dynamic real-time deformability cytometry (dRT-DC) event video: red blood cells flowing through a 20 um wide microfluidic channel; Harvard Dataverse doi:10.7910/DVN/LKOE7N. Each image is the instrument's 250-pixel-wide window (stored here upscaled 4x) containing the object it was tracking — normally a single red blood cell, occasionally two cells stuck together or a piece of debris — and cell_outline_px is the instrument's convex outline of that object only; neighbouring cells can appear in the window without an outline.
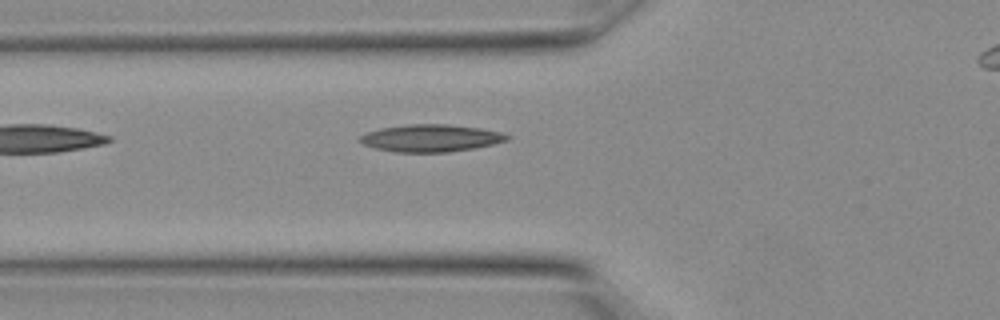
{"species": "Egyptian fruit bat (a non-hibernating species)", "species_latin": "Rousettus aegyptiacus", "temperature_condition": "warm", "stored_images_in_passage": 7, "camera_frame_rate_fps": 3000, "um_per_image_px": 0.085, "animal": {"sex": "female"}, "frame": {"image": 1, "passage_image": 7, "time_ms": 2.0, "image_size_px": [1000, 320], "cell_outline_px": [[508, 140], [492, 144], [472, 148], [448, 152], [396, 152], [376, 148], [364, 144], [356, 140], [364, 132], [380, 128], [408, 124], [448, 124], [480, 128], [500, 132], [508, 136]], "centroid_in_image_um": [36.55, 11.73], "position_along_channel_um": 89.2, "area_um2": 23.29}}